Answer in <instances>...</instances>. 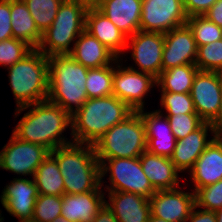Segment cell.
Returning a JSON list of instances; mask_svg holds the SVG:
<instances>
[{
    "label": "cell",
    "mask_w": 222,
    "mask_h": 222,
    "mask_svg": "<svg viewBox=\"0 0 222 222\" xmlns=\"http://www.w3.org/2000/svg\"><path fill=\"white\" fill-rule=\"evenodd\" d=\"M151 215L167 222H187L195 206V193L181 190H159L150 198Z\"/></svg>",
    "instance_id": "cell-14"
},
{
    "label": "cell",
    "mask_w": 222,
    "mask_h": 222,
    "mask_svg": "<svg viewBox=\"0 0 222 222\" xmlns=\"http://www.w3.org/2000/svg\"><path fill=\"white\" fill-rule=\"evenodd\" d=\"M143 172L156 190L178 188V170L168 157L159 156L145 150L140 156Z\"/></svg>",
    "instance_id": "cell-25"
},
{
    "label": "cell",
    "mask_w": 222,
    "mask_h": 222,
    "mask_svg": "<svg viewBox=\"0 0 222 222\" xmlns=\"http://www.w3.org/2000/svg\"><path fill=\"white\" fill-rule=\"evenodd\" d=\"M187 19L183 0H142L140 31L167 33Z\"/></svg>",
    "instance_id": "cell-9"
},
{
    "label": "cell",
    "mask_w": 222,
    "mask_h": 222,
    "mask_svg": "<svg viewBox=\"0 0 222 222\" xmlns=\"http://www.w3.org/2000/svg\"><path fill=\"white\" fill-rule=\"evenodd\" d=\"M138 112L146 128V150L153 154L170 158L175 149L177 139L172 133L168 118L164 116L163 121H161L163 116L159 110L144 113L142 109Z\"/></svg>",
    "instance_id": "cell-17"
},
{
    "label": "cell",
    "mask_w": 222,
    "mask_h": 222,
    "mask_svg": "<svg viewBox=\"0 0 222 222\" xmlns=\"http://www.w3.org/2000/svg\"><path fill=\"white\" fill-rule=\"evenodd\" d=\"M52 222H70L69 220H67L65 217L63 216H59L57 218H55Z\"/></svg>",
    "instance_id": "cell-47"
},
{
    "label": "cell",
    "mask_w": 222,
    "mask_h": 222,
    "mask_svg": "<svg viewBox=\"0 0 222 222\" xmlns=\"http://www.w3.org/2000/svg\"><path fill=\"white\" fill-rule=\"evenodd\" d=\"M29 107L33 108L24 114L13 130L16 137L26 142L42 145L49 151L72 143L61 137L66 127L71 126V115L67 111L46 100L17 108L18 110L15 109L16 115Z\"/></svg>",
    "instance_id": "cell-1"
},
{
    "label": "cell",
    "mask_w": 222,
    "mask_h": 222,
    "mask_svg": "<svg viewBox=\"0 0 222 222\" xmlns=\"http://www.w3.org/2000/svg\"><path fill=\"white\" fill-rule=\"evenodd\" d=\"M109 201L110 204L108 201L105 204L118 222H148L151 214L148 198L129 192L109 191Z\"/></svg>",
    "instance_id": "cell-22"
},
{
    "label": "cell",
    "mask_w": 222,
    "mask_h": 222,
    "mask_svg": "<svg viewBox=\"0 0 222 222\" xmlns=\"http://www.w3.org/2000/svg\"><path fill=\"white\" fill-rule=\"evenodd\" d=\"M194 193L196 207H203L207 211H216L222 208V179L212 185L198 188Z\"/></svg>",
    "instance_id": "cell-36"
},
{
    "label": "cell",
    "mask_w": 222,
    "mask_h": 222,
    "mask_svg": "<svg viewBox=\"0 0 222 222\" xmlns=\"http://www.w3.org/2000/svg\"><path fill=\"white\" fill-rule=\"evenodd\" d=\"M83 5L86 9H96L100 6L102 0H71Z\"/></svg>",
    "instance_id": "cell-44"
},
{
    "label": "cell",
    "mask_w": 222,
    "mask_h": 222,
    "mask_svg": "<svg viewBox=\"0 0 222 222\" xmlns=\"http://www.w3.org/2000/svg\"><path fill=\"white\" fill-rule=\"evenodd\" d=\"M199 71L195 64H186L162 71L156 78L161 92L190 93L195 75Z\"/></svg>",
    "instance_id": "cell-28"
},
{
    "label": "cell",
    "mask_w": 222,
    "mask_h": 222,
    "mask_svg": "<svg viewBox=\"0 0 222 222\" xmlns=\"http://www.w3.org/2000/svg\"><path fill=\"white\" fill-rule=\"evenodd\" d=\"M210 125L212 126V133L214 134L213 137L217 139H222V98L218 114L210 122Z\"/></svg>",
    "instance_id": "cell-43"
},
{
    "label": "cell",
    "mask_w": 222,
    "mask_h": 222,
    "mask_svg": "<svg viewBox=\"0 0 222 222\" xmlns=\"http://www.w3.org/2000/svg\"><path fill=\"white\" fill-rule=\"evenodd\" d=\"M11 27L15 39L37 49L42 39L33 17L23 0H11Z\"/></svg>",
    "instance_id": "cell-26"
},
{
    "label": "cell",
    "mask_w": 222,
    "mask_h": 222,
    "mask_svg": "<svg viewBox=\"0 0 222 222\" xmlns=\"http://www.w3.org/2000/svg\"><path fill=\"white\" fill-rule=\"evenodd\" d=\"M98 161L100 162V181L107 171H110L111 186L106 187L107 191L129 192L148 199L156 192L143 172L139 157L98 159Z\"/></svg>",
    "instance_id": "cell-8"
},
{
    "label": "cell",
    "mask_w": 222,
    "mask_h": 222,
    "mask_svg": "<svg viewBox=\"0 0 222 222\" xmlns=\"http://www.w3.org/2000/svg\"><path fill=\"white\" fill-rule=\"evenodd\" d=\"M38 194L63 196L64 181L56 159L49 153L33 176Z\"/></svg>",
    "instance_id": "cell-27"
},
{
    "label": "cell",
    "mask_w": 222,
    "mask_h": 222,
    "mask_svg": "<svg viewBox=\"0 0 222 222\" xmlns=\"http://www.w3.org/2000/svg\"><path fill=\"white\" fill-rule=\"evenodd\" d=\"M102 191L62 196L61 216L70 222H91L105 204Z\"/></svg>",
    "instance_id": "cell-24"
},
{
    "label": "cell",
    "mask_w": 222,
    "mask_h": 222,
    "mask_svg": "<svg viewBox=\"0 0 222 222\" xmlns=\"http://www.w3.org/2000/svg\"><path fill=\"white\" fill-rule=\"evenodd\" d=\"M87 9L71 0H64L51 26L42 33L38 50L46 57L69 54V45L85 30ZM76 38V39H75Z\"/></svg>",
    "instance_id": "cell-7"
},
{
    "label": "cell",
    "mask_w": 222,
    "mask_h": 222,
    "mask_svg": "<svg viewBox=\"0 0 222 222\" xmlns=\"http://www.w3.org/2000/svg\"><path fill=\"white\" fill-rule=\"evenodd\" d=\"M62 196L38 194L32 219L39 222H52L61 216Z\"/></svg>",
    "instance_id": "cell-33"
},
{
    "label": "cell",
    "mask_w": 222,
    "mask_h": 222,
    "mask_svg": "<svg viewBox=\"0 0 222 222\" xmlns=\"http://www.w3.org/2000/svg\"><path fill=\"white\" fill-rule=\"evenodd\" d=\"M1 203L6 211L17 217L19 221L32 219L36 198L37 186L32 180L14 178L2 192Z\"/></svg>",
    "instance_id": "cell-16"
},
{
    "label": "cell",
    "mask_w": 222,
    "mask_h": 222,
    "mask_svg": "<svg viewBox=\"0 0 222 222\" xmlns=\"http://www.w3.org/2000/svg\"><path fill=\"white\" fill-rule=\"evenodd\" d=\"M142 0H102L97 8L127 37L140 30Z\"/></svg>",
    "instance_id": "cell-20"
},
{
    "label": "cell",
    "mask_w": 222,
    "mask_h": 222,
    "mask_svg": "<svg viewBox=\"0 0 222 222\" xmlns=\"http://www.w3.org/2000/svg\"><path fill=\"white\" fill-rule=\"evenodd\" d=\"M186 25L192 31L197 47L222 39V27L204 15L188 17Z\"/></svg>",
    "instance_id": "cell-31"
},
{
    "label": "cell",
    "mask_w": 222,
    "mask_h": 222,
    "mask_svg": "<svg viewBox=\"0 0 222 222\" xmlns=\"http://www.w3.org/2000/svg\"><path fill=\"white\" fill-rule=\"evenodd\" d=\"M197 207L194 206L188 220L189 222H217L216 216L214 211H207V210H197Z\"/></svg>",
    "instance_id": "cell-40"
},
{
    "label": "cell",
    "mask_w": 222,
    "mask_h": 222,
    "mask_svg": "<svg viewBox=\"0 0 222 222\" xmlns=\"http://www.w3.org/2000/svg\"><path fill=\"white\" fill-rule=\"evenodd\" d=\"M11 26V0H0V41L13 37Z\"/></svg>",
    "instance_id": "cell-38"
},
{
    "label": "cell",
    "mask_w": 222,
    "mask_h": 222,
    "mask_svg": "<svg viewBox=\"0 0 222 222\" xmlns=\"http://www.w3.org/2000/svg\"><path fill=\"white\" fill-rule=\"evenodd\" d=\"M20 222H39V221L34 219H28V220H21Z\"/></svg>",
    "instance_id": "cell-48"
},
{
    "label": "cell",
    "mask_w": 222,
    "mask_h": 222,
    "mask_svg": "<svg viewBox=\"0 0 222 222\" xmlns=\"http://www.w3.org/2000/svg\"><path fill=\"white\" fill-rule=\"evenodd\" d=\"M91 222H118V220L108 206L104 204Z\"/></svg>",
    "instance_id": "cell-42"
},
{
    "label": "cell",
    "mask_w": 222,
    "mask_h": 222,
    "mask_svg": "<svg viewBox=\"0 0 222 222\" xmlns=\"http://www.w3.org/2000/svg\"><path fill=\"white\" fill-rule=\"evenodd\" d=\"M208 130L212 133V126L209 122H204L194 132L176 141L175 149L170 160L179 172L186 169L191 170L196 160L214 139L213 137L207 141Z\"/></svg>",
    "instance_id": "cell-19"
},
{
    "label": "cell",
    "mask_w": 222,
    "mask_h": 222,
    "mask_svg": "<svg viewBox=\"0 0 222 222\" xmlns=\"http://www.w3.org/2000/svg\"><path fill=\"white\" fill-rule=\"evenodd\" d=\"M38 30L43 33L53 23L64 0H23Z\"/></svg>",
    "instance_id": "cell-30"
},
{
    "label": "cell",
    "mask_w": 222,
    "mask_h": 222,
    "mask_svg": "<svg viewBox=\"0 0 222 222\" xmlns=\"http://www.w3.org/2000/svg\"><path fill=\"white\" fill-rule=\"evenodd\" d=\"M33 48L14 37L0 41V65L9 67L22 60Z\"/></svg>",
    "instance_id": "cell-34"
},
{
    "label": "cell",
    "mask_w": 222,
    "mask_h": 222,
    "mask_svg": "<svg viewBox=\"0 0 222 222\" xmlns=\"http://www.w3.org/2000/svg\"><path fill=\"white\" fill-rule=\"evenodd\" d=\"M148 222H167V221H165V220H163V219H160V218H158V217L152 216V215L150 214L149 219H148Z\"/></svg>",
    "instance_id": "cell-46"
},
{
    "label": "cell",
    "mask_w": 222,
    "mask_h": 222,
    "mask_svg": "<svg viewBox=\"0 0 222 222\" xmlns=\"http://www.w3.org/2000/svg\"><path fill=\"white\" fill-rule=\"evenodd\" d=\"M113 76L114 67L111 65L88 69L86 78L88 99L113 95Z\"/></svg>",
    "instance_id": "cell-29"
},
{
    "label": "cell",
    "mask_w": 222,
    "mask_h": 222,
    "mask_svg": "<svg viewBox=\"0 0 222 222\" xmlns=\"http://www.w3.org/2000/svg\"><path fill=\"white\" fill-rule=\"evenodd\" d=\"M189 172L195 191L220 181L222 179V139L214 138Z\"/></svg>",
    "instance_id": "cell-21"
},
{
    "label": "cell",
    "mask_w": 222,
    "mask_h": 222,
    "mask_svg": "<svg viewBox=\"0 0 222 222\" xmlns=\"http://www.w3.org/2000/svg\"><path fill=\"white\" fill-rule=\"evenodd\" d=\"M114 68L113 95L125 102L133 111L144 108V97L153 88L156 78L133 67Z\"/></svg>",
    "instance_id": "cell-11"
},
{
    "label": "cell",
    "mask_w": 222,
    "mask_h": 222,
    "mask_svg": "<svg viewBox=\"0 0 222 222\" xmlns=\"http://www.w3.org/2000/svg\"><path fill=\"white\" fill-rule=\"evenodd\" d=\"M162 71L186 64H195L197 45L192 31L185 24L164 33Z\"/></svg>",
    "instance_id": "cell-15"
},
{
    "label": "cell",
    "mask_w": 222,
    "mask_h": 222,
    "mask_svg": "<svg viewBox=\"0 0 222 222\" xmlns=\"http://www.w3.org/2000/svg\"><path fill=\"white\" fill-rule=\"evenodd\" d=\"M133 112L115 95L89 98L71 115L73 142L93 145L110 128L125 120Z\"/></svg>",
    "instance_id": "cell-2"
},
{
    "label": "cell",
    "mask_w": 222,
    "mask_h": 222,
    "mask_svg": "<svg viewBox=\"0 0 222 222\" xmlns=\"http://www.w3.org/2000/svg\"><path fill=\"white\" fill-rule=\"evenodd\" d=\"M97 159L139 157L147 146L146 128L138 111L110 128L93 144Z\"/></svg>",
    "instance_id": "cell-6"
},
{
    "label": "cell",
    "mask_w": 222,
    "mask_h": 222,
    "mask_svg": "<svg viewBox=\"0 0 222 222\" xmlns=\"http://www.w3.org/2000/svg\"><path fill=\"white\" fill-rule=\"evenodd\" d=\"M217 0H183L188 17L204 15Z\"/></svg>",
    "instance_id": "cell-39"
},
{
    "label": "cell",
    "mask_w": 222,
    "mask_h": 222,
    "mask_svg": "<svg viewBox=\"0 0 222 222\" xmlns=\"http://www.w3.org/2000/svg\"><path fill=\"white\" fill-rule=\"evenodd\" d=\"M48 61L47 100L61 106L72 115L88 99L86 91L88 68L76 62L69 54L49 56Z\"/></svg>",
    "instance_id": "cell-4"
},
{
    "label": "cell",
    "mask_w": 222,
    "mask_h": 222,
    "mask_svg": "<svg viewBox=\"0 0 222 222\" xmlns=\"http://www.w3.org/2000/svg\"><path fill=\"white\" fill-rule=\"evenodd\" d=\"M161 105L168 113L165 116L196 113L190 93L162 92Z\"/></svg>",
    "instance_id": "cell-35"
},
{
    "label": "cell",
    "mask_w": 222,
    "mask_h": 222,
    "mask_svg": "<svg viewBox=\"0 0 222 222\" xmlns=\"http://www.w3.org/2000/svg\"><path fill=\"white\" fill-rule=\"evenodd\" d=\"M166 117L177 140L185 138L204 123L197 113L177 114Z\"/></svg>",
    "instance_id": "cell-37"
},
{
    "label": "cell",
    "mask_w": 222,
    "mask_h": 222,
    "mask_svg": "<svg viewBox=\"0 0 222 222\" xmlns=\"http://www.w3.org/2000/svg\"><path fill=\"white\" fill-rule=\"evenodd\" d=\"M195 65L199 71L222 73V39L198 46Z\"/></svg>",
    "instance_id": "cell-32"
},
{
    "label": "cell",
    "mask_w": 222,
    "mask_h": 222,
    "mask_svg": "<svg viewBox=\"0 0 222 222\" xmlns=\"http://www.w3.org/2000/svg\"><path fill=\"white\" fill-rule=\"evenodd\" d=\"M129 41H131L129 43ZM164 33L137 31L127 37V48L131 45L133 60L145 72L157 78L162 72ZM130 44V45H128Z\"/></svg>",
    "instance_id": "cell-13"
},
{
    "label": "cell",
    "mask_w": 222,
    "mask_h": 222,
    "mask_svg": "<svg viewBox=\"0 0 222 222\" xmlns=\"http://www.w3.org/2000/svg\"><path fill=\"white\" fill-rule=\"evenodd\" d=\"M83 145L72 142L50 151L63 177L65 194L102 191L100 162L96 157L94 146Z\"/></svg>",
    "instance_id": "cell-3"
},
{
    "label": "cell",
    "mask_w": 222,
    "mask_h": 222,
    "mask_svg": "<svg viewBox=\"0 0 222 222\" xmlns=\"http://www.w3.org/2000/svg\"><path fill=\"white\" fill-rule=\"evenodd\" d=\"M71 49L69 55L88 69L111 65L112 61L118 63V58L86 30L79 35Z\"/></svg>",
    "instance_id": "cell-23"
},
{
    "label": "cell",
    "mask_w": 222,
    "mask_h": 222,
    "mask_svg": "<svg viewBox=\"0 0 222 222\" xmlns=\"http://www.w3.org/2000/svg\"><path fill=\"white\" fill-rule=\"evenodd\" d=\"M204 16L213 23L222 27V0H217L210 7V9L206 13H204Z\"/></svg>",
    "instance_id": "cell-41"
},
{
    "label": "cell",
    "mask_w": 222,
    "mask_h": 222,
    "mask_svg": "<svg viewBox=\"0 0 222 222\" xmlns=\"http://www.w3.org/2000/svg\"><path fill=\"white\" fill-rule=\"evenodd\" d=\"M85 30L98 39L117 58L127 48V36L97 8L87 9Z\"/></svg>",
    "instance_id": "cell-18"
},
{
    "label": "cell",
    "mask_w": 222,
    "mask_h": 222,
    "mask_svg": "<svg viewBox=\"0 0 222 222\" xmlns=\"http://www.w3.org/2000/svg\"><path fill=\"white\" fill-rule=\"evenodd\" d=\"M190 96L196 113L204 122H211L218 114L222 98V73L198 71Z\"/></svg>",
    "instance_id": "cell-12"
},
{
    "label": "cell",
    "mask_w": 222,
    "mask_h": 222,
    "mask_svg": "<svg viewBox=\"0 0 222 222\" xmlns=\"http://www.w3.org/2000/svg\"><path fill=\"white\" fill-rule=\"evenodd\" d=\"M49 153L46 147L23 141L12 133L9 143L0 152V168L33 177Z\"/></svg>",
    "instance_id": "cell-10"
},
{
    "label": "cell",
    "mask_w": 222,
    "mask_h": 222,
    "mask_svg": "<svg viewBox=\"0 0 222 222\" xmlns=\"http://www.w3.org/2000/svg\"><path fill=\"white\" fill-rule=\"evenodd\" d=\"M7 68L17 108L47 100L49 61L41 51L33 49L22 60Z\"/></svg>",
    "instance_id": "cell-5"
},
{
    "label": "cell",
    "mask_w": 222,
    "mask_h": 222,
    "mask_svg": "<svg viewBox=\"0 0 222 222\" xmlns=\"http://www.w3.org/2000/svg\"><path fill=\"white\" fill-rule=\"evenodd\" d=\"M217 222H222V208L214 211Z\"/></svg>",
    "instance_id": "cell-45"
}]
</instances>
